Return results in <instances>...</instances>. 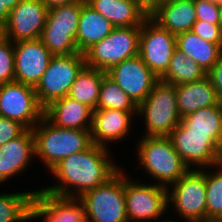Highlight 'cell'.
Returning a JSON list of instances; mask_svg holds the SVG:
<instances>
[{
	"mask_svg": "<svg viewBox=\"0 0 222 222\" xmlns=\"http://www.w3.org/2000/svg\"><path fill=\"white\" fill-rule=\"evenodd\" d=\"M109 149L92 144L87 150L62 159L49 172L56 178L54 184L41 190L62 198H79L84 192L107 182L120 167L114 163Z\"/></svg>",
	"mask_w": 222,
	"mask_h": 222,
	"instance_id": "6da1fadb",
	"label": "cell"
},
{
	"mask_svg": "<svg viewBox=\"0 0 222 222\" xmlns=\"http://www.w3.org/2000/svg\"><path fill=\"white\" fill-rule=\"evenodd\" d=\"M35 140V156L49 171L62 159L87 150L92 144L91 130L61 128L45 116L32 129Z\"/></svg>",
	"mask_w": 222,
	"mask_h": 222,
	"instance_id": "7a4b0ae2",
	"label": "cell"
},
{
	"mask_svg": "<svg viewBox=\"0 0 222 222\" xmlns=\"http://www.w3.org/2000/svg\"><path fill=\"white\" fill-rule=\"evenodd\" d=\"M142 136L137 145V160L158 185L168 187L189 170L168 136Z\"/></svg>",
	"mask_w": 222,
	"mask_h": 222,
	"instance_id": "3957f363",
	"label": "cell"
},
{
	"mask_svg": "<svg viewBox=\"0 0 222 222\" xmlns=\"http://www.w3.org/2000/svg\"><path fill=\"white\" fill-rule=\"evenodd\" d=\"M124 174L120 169L107 182L77 198L83 205L85 222H129Z\"/></svg>",
	"mask_w": 222,
	"mask_h": 222,
	"instance_id": "277c9868",
	"label": "cell"
},
{
	"mask_svg": "<svg viewBox=\"0 0 222 222\" xmlns=\"http://www.w3.org/2000/svg\"><path fill=\"white\" fill-rule=\"evenodd\" d=\"M137 115L145 119L144 136H168L181 120L175 86L159 80L138 105Z\"/></svg>",
	"mask_w": 222,
	"mask_h": 222,
	"instance_id": "5b68a950",
	"label": "cell"
},
{
	"mask_svg": "<svg viewBox=\"0 0 222 222\" xmlns=\"http://www.w3.org/2000/svg\"><path fill=\"white\" fill-rule=\"evenodd\" d=\"M86 0L48 10L41 41L53 56L79 53L76 36L82 5Z\"/></svg>",
	"mask_w": 222,
	"mask_h": 222,
	"instance_id": "8992f818",
	"label": "cell"
},
{
	"mask_svg": "<svg viewBox=\"0 0 222 222\" xmlns=\"http://www.w3.org/2000/svg\"><path fill=\"white\" fill-rule=\"evenodd\" d=\"M170 186L167 187L169 208L172 206L177 210L178 216L185 218V222H207L205 168L189 169Z\"/></svg>",
	"mask_w": 222,
	"mask_h": 222,
	"instance_id": "52a82bcc",
	"label": "cell"
},
{
	"mask_svg": "<svg viewBox=\"0 0 222 222\" xmlns=\"http://www.w3.org/2000/svg\"><path fill=\"white\" fill-rule=\"evenodd\" d=\"M141 26L115 27L85 54L86 66L108 71L112 66L139 55Z\"/></svg>",
	"mask_w": 222,
	"mask_h": 222,
	"instance_id": "ba28073f",
	"label": "cell"
},
{
	"mask_svg": "<svg viewBox=\"0 0 222 222\" xmlns=\"http://www.w3.org/2000/svg\"><path fill=\"white\" fill-rule=\"evenodd\" d=\"M85 65V56L80 53L53 56L35 87L39 104L45 108L51 102L68 96L77 74Z\"/></svg>",
	"mask_w": 222,
	"mask_h": 222,
	"instance_id": "9c48e42d",
	"label": "cell"
},
{
	"mask_svg": "<svg viewBox=\"0 0 222 222\" xmlns=\"http://www.w3.org/2000/svg\"><path fill=\"white\" fill-rule=\"evenodd\" d=\"M167 187L140 184L125 174V205L129 222H163L157 218L168 212ZM161 216V217H160ZM152 219V220H151Z\"/></svg>",
	"mask_w": 222,
	"mask_h": 222,
	"instance_id": "30bf717a",
	"label": "cell"
},
{
	"mask_svg": "<svg viewBox=\"0 0 222 222\" xmlns=\"http://www.w3.org/2000/svg\"><path fill=\"white\" fill-rule=\"evenodd\" d=\"M44 116L35 87L20 82L0 84V117L16 120L33 129Z\"/></svg>",
	"mask_w": 222,
	"mask_h": 222,
	"instance_id": "8fae6325",
	"label": "cell"
},
{
	"mask_svg": "<svg viewBox=\"0 0 222 222\" xmlns=\"http://www.w3.org/2000/svg\"><path fill=\"white\" fill-rule=\"evenodd\" d=\"M175 49L176 35L148 16L141 24L139 56L158 78L168 69Z\"/></svg>",
	"mask_w": 222,
	"mask_h": 222,
	"instance_id": "7c38bea8",
	"label": "cell"
},
{
	"mask_svg": "<svg viewBox=\"0 0 222 222\" xmlns=\"http://www.w3.org/2000/svg\"><path fill=\"white\" fill-rule=\"evenodd\" d=\"M168 137L189 169H214L219 164L222 147L209 134L188 133L179 123Z\"/></svg>",
	"mask_w": 222,
	"mask_h": 222,
	"instance_id": "4fadbf2b",
	"label": "cell"
},
{
	"mask_svg": "<svg viewBox=\"0 0 222 222\" xmlns=\"http://www.w3.org/2000/svg\"><path fill=\"white\" fill-rule=\"evenodd\" d=\"M48 8L41 0H20L10 10L3 26V37L13 43L41 37L46 24Z\"/></svg>",
	"mask_w": 222,
	"mask_h": 222,
	"instance_id": "5bb4252c",
	"label": "cell"
},
{
	"mask_svg": "<svg viewBox=\"0 0 222 222\" xmlns=\"http://www.w3.org/2000/svg\"><path fill=\"white\" fill-rule=\"evenodd\" d=\"M106 73L137 106L159 81L139 55L112 66Z\"/></svg>",
	"mask_w": 222,
	"mask_h": 222,
	"instance_id": "9a60e30c",
	"label": "cell"
},
{
	"mask_svg": "<svg viewBox=\"0 0 222 222\" xmlns=\"http://www.w3.org/2000/svg\"><path fill=\"white\" fill-rule=\"evenodd\" d=\"M13 47L15 81L36 87L53 55L40 38L13 43Z\"/></svg>",
	"mask_w": 222,
	"mask_h": 222,
	"instance_id": "2e32d148",
	"label": "cell"
},
{
	"mask_svg": "<svg viewBox=\"0 0 222 222\" xmlns=\"http://www.w3.org/2000/svg\"><path fill=\"white\" fill-rule=\"evenodd\" d=\"M149 16L174 35L191 31L197 21L194 0H151Z\"/></svg>",
	"mask_w": 222,
	"mask_h": 222,
	"instance_id": "e0dca14e",
	"label": "cell"
},
{
	"mask_svg": "<svg viewBox=\"0 0 222 222\" xmlns=\"http://www.w3.org/2000/svg\"><path fill=\"white\" fill-rule=\"evenodd\" d=\"M37 218L44 222H85L83 205L77 198L57 197L40 189L31 205V219Z\"/></svg>",
	"mask_w": 222,
	"mask_h": 222,
	"instance_id": "ac0fdd59",
	"label": "cell"
},
{
	"mask_svg": "<svg viewBox=\"0 0 222 222\" xmlns=\"http://www.w3.org/2000/svg\"><path fill=\"white\" fill-rule=\"evenodd\" d=\"M136 114L137 111L95 109L91 127L93 144L108 148L107 143H115L124 139L131 131L133 115Z\"/></svg>",
	"mask_w": 222,
	"mask_h": 222,
	"instance_id": "d6986e66",
	"label": "cell"
},
{
	"mask_svg": "<svg viewBox=\"0 0 222 222\" xmlns=\"http://www.w3.org/2000/svg\"><path fill=\"white\" fill-rule=\"evenodd\" d=\"M33 157L35 140L32 129H26L20 136L0 146V183L23 173Z\"/></svg>",
	"mask_w": 222,
	"mask_h": 222,
	"instance_id": "ffe728a7",
	"label": "cell"
},
{
	"mask_svg": "<svg viewBox=\"0 0 222 222\" xmlns=\"http://www.w3.org/2000/svg\"><path fill=\"white\" fill-rule=\"evenodd\" d=\"M115 27L141 26L149 16L148 0H86Z\"/></svg>",
	"mask_w": 222,
	"mask_h": 222,
	"instance_id": "44dd1931",
	"label": "cell"
},
{
	"mask_svg": "<svg viewBox=\"0 0 222 222\" xmlns=\"http://www.w3.org/2000/svg\"><path fill=\"white\" fill-rule=\"evenodd\" d=\"M44 116L61 128L91 130L93 110L66 96L46 106Z\"/></svg>",
	"mask_w": 222,
	"mask_h": 222,
	"instance_id": "7402d4cb",
	"label": "cell"
},
{
	"mask_svg": "<svg viewBox=\"0 0 222 222\" xmlns=\"http://www.w3.org/2000/svg\"><path fill=\"white\" fill-rule=\"evenodd\" d=\"M175 88L181 118L198 109L218 105V95L207 75L198 81L178 84Z\"/></svg>",
	"mask_w": 222,
	"mask_h": 222,
	"instance_id": "603a6c76",
	"label": "cell"
},
{
	"mask_svg": "<svg viewBox=\"0 0 222 222\" xmlns=\"http://www.w3.org/2000/svg\"><path fill=\"white\" fill-rule=\"evenodd\" d=\"M114 28L108 19L85 2L81 8L76 36L79 53L84 55L97 42L107 37Z\"/></svg>",
	"mask_w": 222,
	"mask_h": 222,
	"instance_id": "cb8c5ba5",
	"label": "cell"
},
{
	"mask_svg": "<svg viewBox=\"0 0 222 222\" xmlns=\"http://www.w3.org/2000/svg\"><path fill=\"white\" fill-rule=\"evenodd\" d=\"M176 48L208 72L222 53V43L204 40L192 30L176 35Z\"/></svg>",
	"mask_w": 222,
	"mask_h": 222,
	"instance_id": "d4e9b609",
	"label": "cell"
},
{
	"mask_svg": "<svg viewBox=\"0 0 222 222\" xmlns=\"http://www.w3.org/2000/svg\"><path fill=\"white\" fill-rule=\"evenodd\" d=\"M106 74V71L85 65L77 74L67 97L87 105L94 111L97 109L101 82Z\"/></svg>",
	"mask_w": 222,
	"mask_h": 222,
	"instance_id": "484cf974",
	"label": "cell"
},
{
	"mask_svg": "<svg viewBox=\"0 0 222 222\" xmlns=\"http://www.w3.org/2000/svg\"><path fill=\"white\" fill-rule=\"evenodd\" d=\"M188 133L209 134L222 147V118L218 105L204 107L182 117Z\"/></svg>",
	"mask_w": 222,
	"mask_h": 222,
	"instance_id": "4316f807",
	"label": "cell"
},
{
	"mask_svg": "<svg viewBox=\"0 0 222 222\" xmlns=\"http://www.w3.org/2000/svg\"><path fill=\"white\" fill-rule=\"evenodd\" d=\"M206 74L196 62L176 48L168 69L159 80L176 86L201 80Z\"/></svg>",
	"mask_w": 222,
	"mask_h": 222,
	"instance_id": "83f0119b",
	"label": "cell"
},
{
	"mask_svg": "<svg viewBox=\"0 0 222 222\" xmlns=\"http://www.w3.org/2000/svg\"><path fill=\"white\" fill-rule=\"evenodd\" d=\"M37 191L0 194V222H28L31 205Z\"/></svg>",
	"mask_w": 222,
	"mask_h": 222,
	"instance_id": "f1b7e54d",
	"label": "cell"
},
{
	"mask_svg": "<svg viewBox=\"0 0 222 222\" xmlns=\"http://www.w3.org/2000/svg\"><path fill=\"white\" fill-rule=\"evenodd\" d=\"M137 105L107 74L101 82L97 109L137 111Z\"/></svg>",
	"mask_w": 222,
	"mask_h": 222,
	"instance_id": "f546056e",
	"label": "cell"
},
{
	"mask_svg": "<svg viewBox=\"0 0 222 222\" xmlns=\"http://www.w3.org/2000/svg\"><path fill=\"white\" fill-rule=\"evenodd\" d=\"M214 173L206 170V216L207 222L222 220V167L215 166ZM219 168V170L217 169Z\"/></svg>",
	"mask_w": 222,
	"mask_h": 222,
	"instance_id": "4dcf8cb0",
	"label": "cell"
},
{
	"mask_svg": "<svg viewBox=\"0 0 222 222\" xmlns=\"http://www.w3.org/2000/svg\"><path fill=\"white\" fill-rule=\"evenodd\" d=\"M14 77V47L13 42L5 37L0 38V84L13 82Z\"/></svg>",
	"mask_w": 222,
	"mask_h": 222,
	"instance_id": "1f68e13d",
	"label": "cell"
},
{
	"mask_svg": "<svg viewBox=\"0 0 222 222\" xmlns=\"http://www.w3.org/2000/svg\"><path fill=\"white\" fill-rule=\"evenodd\" d=\"M197 20L206 21L211 24H220V6L209 0H194Z\"/></svg>",
	"mask_w": 222,
	"mask_h": 222,
	"instance_id": "d6a6232c",
	"label": "cell"
},
{
	"mask_svg": "<svg viewBox=\"0 0 222 222\" xmlns=\"http://www.w3.org/2000/svg\"><path fill=\"white\" fill-rule=\"evenodd\" d=\"M192 31L206 41L211 43H222V31L220 25L197 20Z\"/></svg>",
	"mask_w": 222,
	"mask_h": 222,
	"instance_id": "836d02e7",
	"label": "cell"
},
{
	"mask_svg": "<svg viewBox=\"0 0 222 222\" xmlns=\"http://www.w3.org/2000/svg\"><path fill=\"white\" fill-rule=\"evenodd\" d=\"M26 129L16 120L0 117V146L20 136Z\"/></svg>",
	"mask_w": 222,
	"mask_h": 222,
	"instance_id": "e575fe53",
	"label": "cell"
},
{
	"mask_svg": "<svg viewBox=\"0 0 222 222\" xmlns=\"http://www.w3.org/2000/svg\"><path fill=\"white\" fill-rule=\"evenodd\" d=\"M210 79L212 86L216 90L218 98H222V53L219 55L216 63L206 74Z\"/></svg>",
	"mask_w": 222,
	"mask_h": 222,
	"instance_id": "d590c367",
	"label": "cell"
},
{
	"mask_svg": "<svg viewBox=\"0 0 222 222\" xmlns=\"http://www.w3.org/2000/svg\"><path fill=\"white\" fill-rule=\"evenodd\" d=\"M41 1L45 4V6L48 9H51L57 6L72 4L73 2L78 0H41Z\"/></svg>",
	"mask_w": 222,
	"mask_h": 222,
	"instance_id": "8d00e7d4",
	"label": "cell"
},
{
	"mask_svg": "<svg viewBox=\"0 0 222 222\" xmlns=\"http://www.w3.org/2000/svg\"><path fill=\"white\" fill-rule=\"evenodd\" d=\"M10 10L7 8L3 0H0V24L3 25L8 17H9Z\"/></svg>",
	"mask_w": 222,
	"mask_h": 222,
	"instance_id": "74e56055",
	"label": "cell"
},
{
	"mask_svg": "<svg viewBox=\"0 0 222 222\" xmlns=\"http://www.w3.org/2000/svg\"><path fill=\"white\" fill-rule=\"evenodd\" d=\"M19 2L20 0H3L9 10H12Z\"/></svg>",
	"mask_w": 222,
	"mask_h": 222,
	"instance_id": "f35d334b",
	"label": "cell"
},
{
	"mask_svg": "<svg viewBox=\"0 0 222 222\" xmlns=\"http://www.w3.org/2000/svg\"><path fill=\"white\" fill-rule=\"evenodd\" d=\"M210 2H212L215 5L221 6L222 5V0H209Z\"/></svg>",
	"mask_w": 222,
	"mask_h": 222,
	"instance_id": "ab89813d",
	"label": "cell"
},
{
	"mask_svg": "<svg viewBox=\"0 0 222 222\" xmlns=\"http://www.w3.org/2000/svg\"><path fill=\"white\" fill-rule=\"evenodd\" d=\"M220 27H221V31H222V5L220 6Z\"/></svg>",
	"mask_w": 222,
	"mask_h": 222,
	"instance_id": "60d3db41",
	"label": "cell"
},
{
	"mask_svg": "<svg viewBox=\"0 0 222 222\" xmlns=\"http://www.w3.org/2000/svg\"><path fill=\"white\" fill-rule=\"evenodd\" d=\"M218 106H219V109H220V112H221V118H222V98L219 99Z\"/></svg>",
	"mask_w": 222,
	"mask_h": 222,
	"instance_id": "b9f144b4",
	"label": "cell"
},
{
	"mask_svg": "<svg viewBox=\"0 0 222 222\" xmlns=\"http://www.w3.org/2000/svg\"><path fill=\"white\" fill-rule=\"evenodd\" d=\"M221 167H222V148H221V153H220V156H219V164Z\"/></svg>",
	"mask_w": 222,
	"mask_h": 222,
	"instance_id": "7bdbcfd3",
	"label": "cell"
},
{
	"mask_svg": "<svg viewBox=\"0 0 222 222\" xmlns=\"http://www.w3.org/2000/svg\"><path fill=\"white\" fill-rule=\"evenodd\" d=\"M3 37V26L0 24V38Z\"/></svg>",
	"mask_w": 222,
	"mask_h": 222,
	"instance_id": "ee69618b",
	"label": "cell"
},
{
	"mask_svg": "<svg viewBox=\"0 0 222 222\" xmlns=\"http://www.w3.org/2000/svg\"><path fill=\"white\" fill-rule=\"evenodd\" d=\"M163 222H179V221H172V220L165 219V221H163Z\"/></svg>",
	"mask_w": 222,
	"mask_h": 222,
	"instance_id": "f6af8a7d",
	"label": "cell"
}]
</instances>
